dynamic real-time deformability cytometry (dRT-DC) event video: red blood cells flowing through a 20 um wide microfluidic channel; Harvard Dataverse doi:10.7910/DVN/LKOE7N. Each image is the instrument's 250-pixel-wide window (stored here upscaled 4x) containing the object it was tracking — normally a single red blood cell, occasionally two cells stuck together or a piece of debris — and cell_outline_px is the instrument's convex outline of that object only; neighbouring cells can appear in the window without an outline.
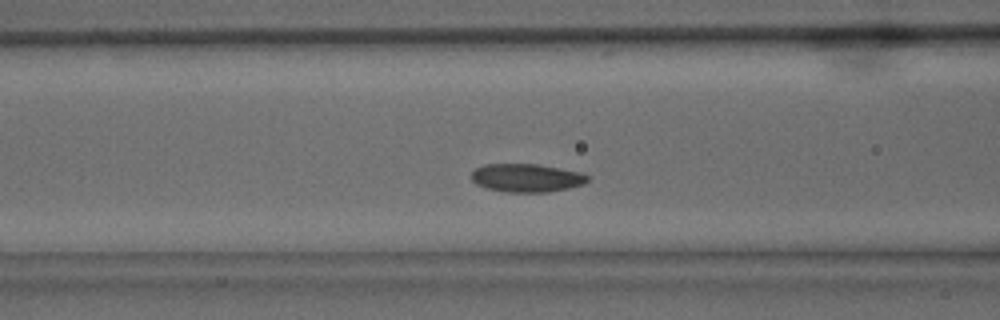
{"species": "common noctule bat (a hibernating species)", "species_latin": "Nyctalus noctula", "temperature_condition": "warm", "stored_images_in_passage": 36, "camera_frame_rate_fps": 3000, "um_per_image_px": 0.085, "animal": {"sex": "male", "body_mass_g": 15.6}, "frame": {"image": 1, "passage_image": 11, "time_ms": 3.333, "image_size_px": [1000, 320], "cell_outline_px": [[588, 180], [584, 184], [568, 188], [548, 192], [504, 192], [488, 188], [476, 184], [472, 180], [472, 172], [476, 168], [484, 164], [540, 164], [580, 172], [588, 176]], "centroid_in_image_um": [44.76, 15.12], "position_along_channel_um": 121.8, "area_um2": 19.13}}
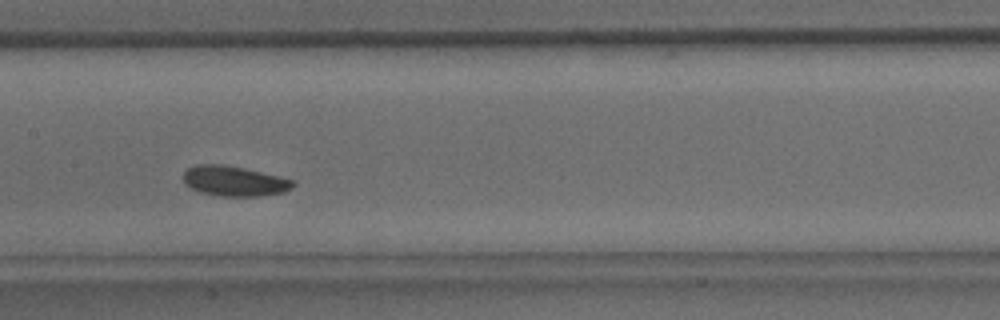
{"frame": {"image": 2, "passage_image": 15, "time_ms": 4.667, "image_size_px": [1000, 320], "cell_outline_px": [[296, 184], [292, 188], [284, 192], [256, 196], [220, 196], [200, 192], [184, 184], [184, 172], [188, 168], [196, 164], [224, 164], [244, 168], [280, 176], [296, 180]], "centroid_in_image_um": [19.94, 15.38], "position_along_channel_um": 187.5, "area_um2": 19.36}}
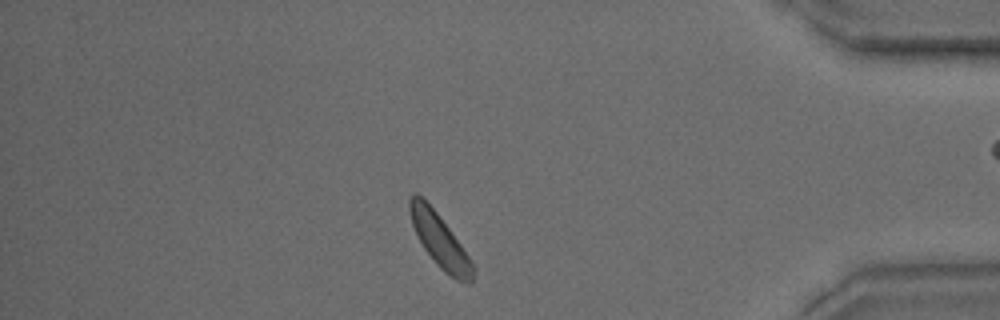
{"frame": {"image": 3, "passage_image": 30, "time_ms": 9.667, "image_size_px": [1000, 320], "cell_outline_px": [[476, 268], [472, 284], [468, 284], [456, 280], [444, 272], [440, 268], [424, 248], [412, 224], [408, 208], [408, 200], [412, 192], [416, 192], [436, 212], [460, 244]], "centroid_in_image_um": [37.39, 20.49], "position_along_channel_um": 397.8, "area_um2": 19.36}}